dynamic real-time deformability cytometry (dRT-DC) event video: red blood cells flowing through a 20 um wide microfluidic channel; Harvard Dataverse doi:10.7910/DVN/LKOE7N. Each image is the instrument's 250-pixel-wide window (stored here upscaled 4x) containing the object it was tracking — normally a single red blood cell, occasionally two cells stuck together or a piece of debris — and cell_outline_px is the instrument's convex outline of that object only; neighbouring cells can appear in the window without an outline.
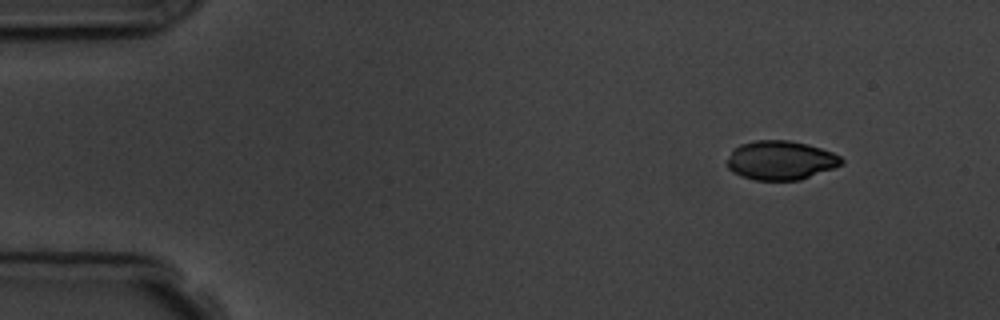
{"species": "common noctule bat (a hibernating species)", "species_latin": "Nyctalus noctula", "temperature_condition": "room temperature", "stored_images_in_passage": 5, "camera_frame_rate_fps": 3000, "um_per_image_px": 0.085, "animal": {"sex": "male", "body_mass_g": 19.5, "forearm_length_mm": 54.6}, "frame": {"image": 1, "passage_image": 1, "time_ms": 0.0, "image_size_px": [1000, 320], "cell_outline_px": [[844, 164], [800, 180], [752, 180], [740, 176], [732, 172], [728, 168], [728, 160], [732, 152], [740, 144], [756, 140], [788, 140], [808, 144], [832, 152], [840, 156], [844, 160]], "centroid_in_image_um": [66.37, 13.63], "position_along_channel_um": 18.6, "area_um2": 26.01}}
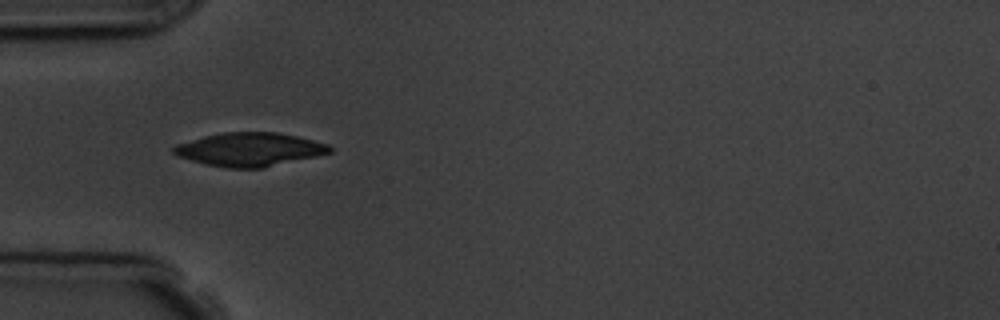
{"frame": {"image": 2, "passage_image": 4, "time_ms": 3.667, "image_size_px": [1000, 320], "cell_outline_px": [[332, 152], [316, 156], [264, 168], [228, 168], [204, 164], [176, 156], [172, 152], [172, 148], [176, 144], [204, 136], [224, 132], [276, 132], [296, 136], [328, 144], [332, 148]], "centroid_in_image_um": [21.19, 12.71], "position_along_channel_um": 63.8, "area_um2": 30.52}}